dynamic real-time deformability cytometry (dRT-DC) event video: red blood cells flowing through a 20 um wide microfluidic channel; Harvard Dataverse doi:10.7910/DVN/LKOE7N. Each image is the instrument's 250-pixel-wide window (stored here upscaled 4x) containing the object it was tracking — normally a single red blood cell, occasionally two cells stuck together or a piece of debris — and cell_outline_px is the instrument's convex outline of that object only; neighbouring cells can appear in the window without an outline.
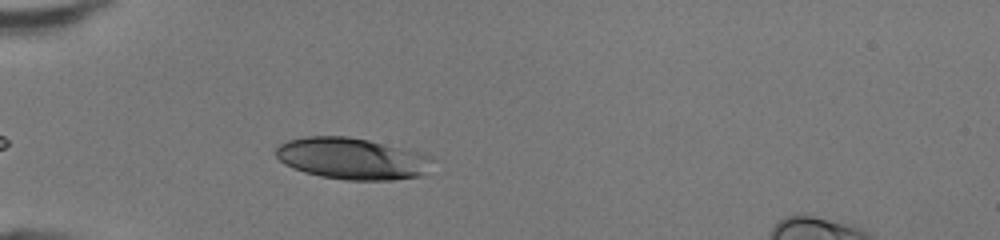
{"species": "human", "species_latin": "Homo sapiens", "temperature_condition": "room temperature", "stored_images_in_passage": 36, "camera_frame_rate_fps": 3000, "um_per_image_px": 0.085, "donor": {"sex": "female"}, "frame": {"image": 1, "passage_image": 4, "time_ms": 1.0, "image_size_px": [1000, 240], "cell_outline_px": [[436, 160], [428, 172], [424, 176], [392, 180], [344, 180], [320, 176], [304, 172], [292, 168], [284, 164], [276, 156], [276, 148], [280, 144], [288, 140], [304, 136], [348, 136], [368, 140], [432, 156]], "centroid_in_image_um": [29.95, 13.49], "position_along_channel_um": 55.0, "area_um2": 38.21}}
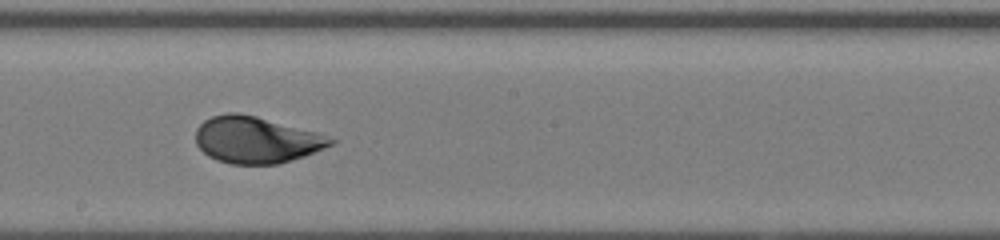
{"frame": {"image": 2, "passage_image": 17, "time_ms": 5.333, "image_size_px": [1000, 240], "cell_outline_px": [[336, 140], [332, 144], [324, 148], [304, 156], [280, 164], [232, 164], [216, 160], [208, 156], [196, 144], [196, 128], [204, 120], [212, 116], [228, 112], [240, 112], [256, 116], [316, 132]], "centroid_in_image_um": [21.74, 11.89], "position_along_channel_um": 226.5, "area_um2": 36.53}}
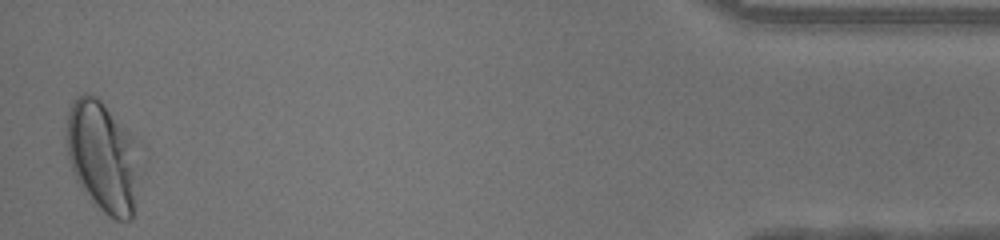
{"frame": {"image": 3, "passage_image": 36, "time_ms": 11.667, "image_size_px": [1000, 240], "cell_outline_px": [[144, 172], [132, 220], [116, 220], [108, 216], [80, 188], [76, 180], [68, 160], [68, 112], [76, 96], [84, 92], [88, 92], [96, 96], [144, 144]], "centroid_in_image_um": [8.91, 13.34], "position_along_channel_um": 426.3, "area_um2": 49.88}, "authors_computed_cell_mechanics": {"area_um2": 37.3099, "velocity_mm_per_s": 4.3092, "shape_relaxation_time_tau1_ms": 2.5409, "shape_relaxation_time_tau2_ms": null, "deformation_change_tau1": 0.1796, "deformation_change_tau2": null}}